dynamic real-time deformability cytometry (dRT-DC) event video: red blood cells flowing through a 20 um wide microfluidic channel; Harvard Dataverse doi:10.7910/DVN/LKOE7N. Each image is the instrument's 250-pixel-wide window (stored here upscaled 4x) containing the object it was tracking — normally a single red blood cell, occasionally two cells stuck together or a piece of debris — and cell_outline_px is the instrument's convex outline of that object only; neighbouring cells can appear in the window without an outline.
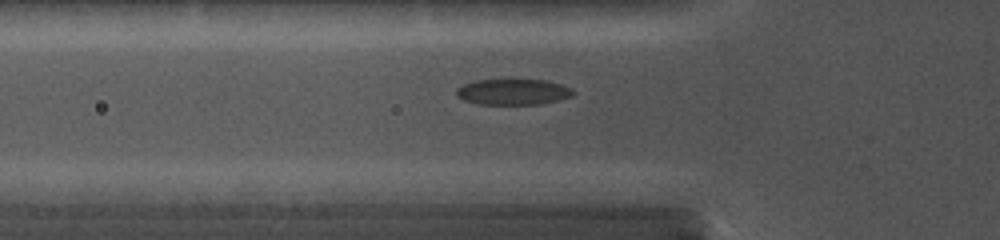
{"species": "common noctule bat (a hibernating species)", "species_latin": "Nyctalus noctula", "temperature_condition": "cold", "stored_images_in_passage": 33, "camera_frame_rate_fps": 5000, "um_per_image_px": 0.085, "animal": {"sex": "female", "body_mass_g": 19.0, "forearm_length_mm": 56.7}, "frame": {"image": 1, "passage_image": 2, "time_ms": 0.4, "image_size_px": [1000, 240], "cell_outline_px": [[576, 92], [572, 96], [556, 100], [536, 104], [480, 104], [464, 100], [456, 96], [456, 88], [464, 84], [476, 80], [508, 76], [544, 80], [560, 84], [572, 88]], "centroid_in_image_um": [43.58, 7.75], "position_along_channel_um": 82.2, "area_um2": 18.38}}
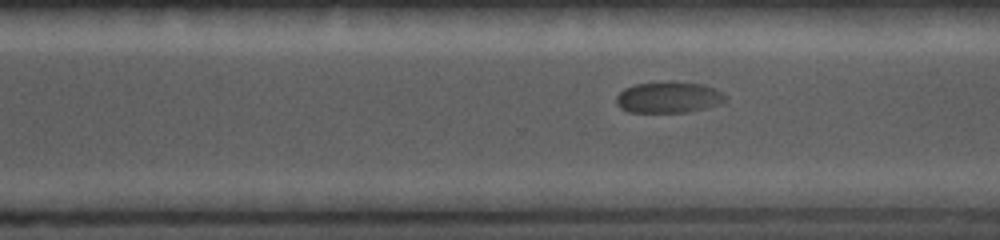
{"frame": {"image": 2, "passage_image": 19, "time_ms": 6.4, "image_size_px": [1000, 240], "cell_outline_px": [[724, 100], [720, 104], [688, 112], [628, 112], [620, 108], [616, 104], [616, 96], [624, 88], [636, 84], [672, 80], [704, 84], [716, 88], [724, 92]], "centroid_in_image_um": [56.82, 8.25], "position_along_channel_um": 313.8, "area_um2": 20.17}}
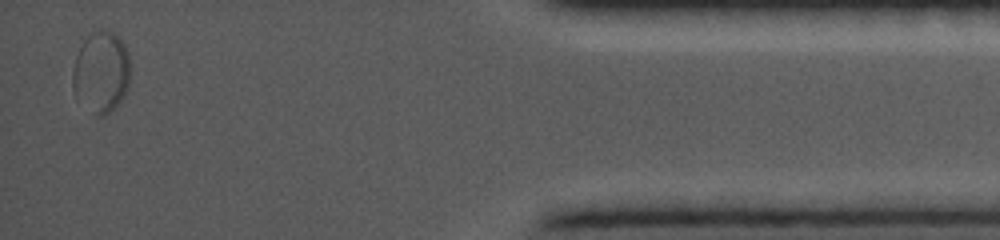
{"frame": {"image": 3, "passage_image": 33, "time_ms": 10.6, "image_size_px": [1000, 240], "cell_outline_px": [[128, 84], [124, 96], [104, 116], [100, 116], [76, 96], [72, 88], [72, 72], [76, 56], [84, 40], [92, 32], [112, 32], [124, 44], [128, 52]], "centroid_in_image_um": [8.58, 6.11], "position_along_channel_um": 426.6, "area_um2": 26.3}}